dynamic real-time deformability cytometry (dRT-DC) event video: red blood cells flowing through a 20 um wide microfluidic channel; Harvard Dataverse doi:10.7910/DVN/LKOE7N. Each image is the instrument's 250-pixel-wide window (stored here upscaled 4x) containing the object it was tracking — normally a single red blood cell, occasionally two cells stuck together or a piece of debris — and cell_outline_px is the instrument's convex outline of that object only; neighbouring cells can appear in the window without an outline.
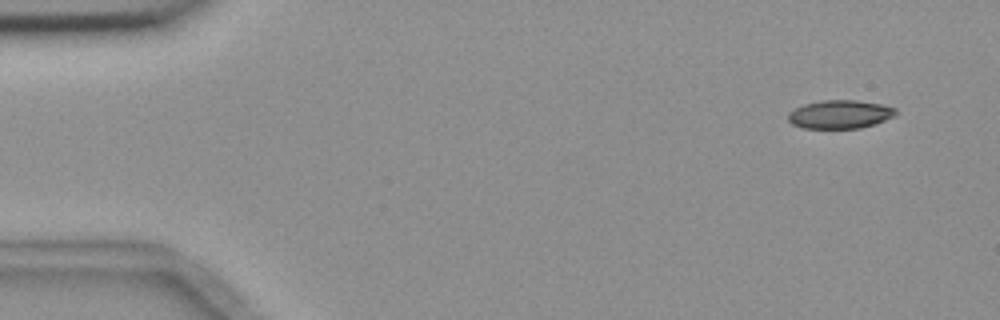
{"species": "common noctule bat (a hibernating species)", "species_latin": "Nyctalus noctula", "temperature_condition": "room temperature", "stored_images_in_passage": 5, "camera_frame_rate_fps": 3000, "um_per_image_px": 0.085, "animal": {"sex": "female", "body_mass_g": 18.4}, "frame": {"image": 1, "passage_image": 1, "time_ms": 0.0, "image_size_px": [1000, 320], "cell_outline_px": [[896, 116], [860, 128], [804, 128], [792, 124], [788, 120], [788, 112], [804, 104], [820, 100], [856, 100], [880, 104], [896, 108]], "centroid_in_image_um": [71.38, 9.71], "position_along_channel_um": 13.6, "area_um2": 17.74}}
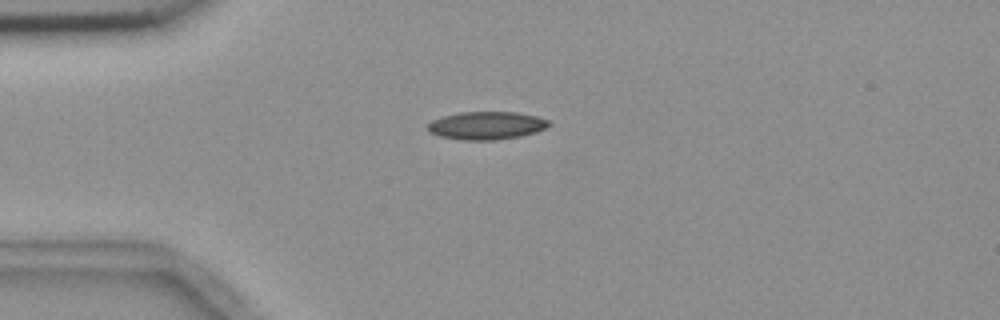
{"frame": {"image": 2, "passage_image": 4, "time_ms": 3.333, "image_size_px": [1000, 320], "cell_outline_px": [[552, 124], [536, 132], [520, 136], [496, 140], [460, 140], [440, 136], [428, 132], [428, 124], [432, 120], [444, 116], [460, 112], [516, 112], [536, 116], [548, 120]], "centroid_in_image_um": [41.35, 10.67], "position_along_channel_um": 43.7, "area_um2": 19.71}}